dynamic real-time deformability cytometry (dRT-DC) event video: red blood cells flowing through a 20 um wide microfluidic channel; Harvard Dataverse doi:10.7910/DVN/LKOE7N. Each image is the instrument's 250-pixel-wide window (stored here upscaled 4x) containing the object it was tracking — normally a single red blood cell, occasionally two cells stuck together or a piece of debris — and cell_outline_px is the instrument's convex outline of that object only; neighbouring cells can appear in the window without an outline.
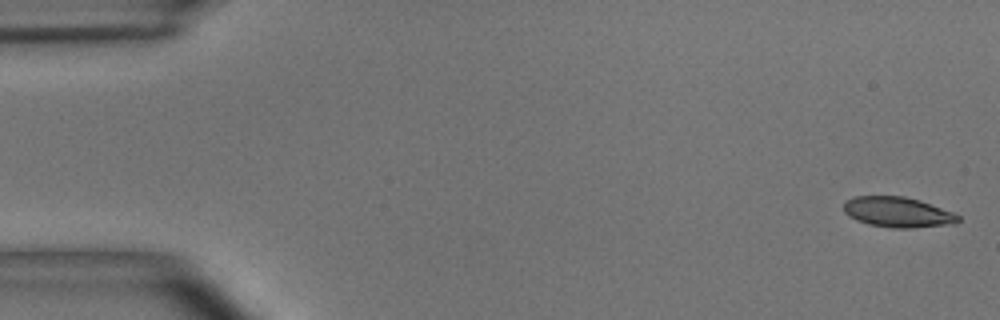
{"species": "common noctule bat (a hibernating species)", "species_latin": "Nyctalus noctula", "temperature_condition": "room temperature", "stored_images_in_passage": 5, "camera_frame_rate_fps": 3000, "um_per_image_px": 0.085, "animal": {"sex": "male", "body_mass_g": 15.6}, "frame": {"image": 1, "passage_image": 1, "time_ms": 0.0, "image_size_px": [1000, 320], "cell_outline_px": [[960, 220], [956, 224], [912, 228], [892, 228], [868, 224], [856, 220], [848, 216], [844, 212], [844, 200], [852, 196], [904, 196], [920, 200], [952, 212], [960, 216]], "centroid_in_image_um": [76.29, 18.03], "position_along_channel_um": 8.7, "area_um2": 20.46}}
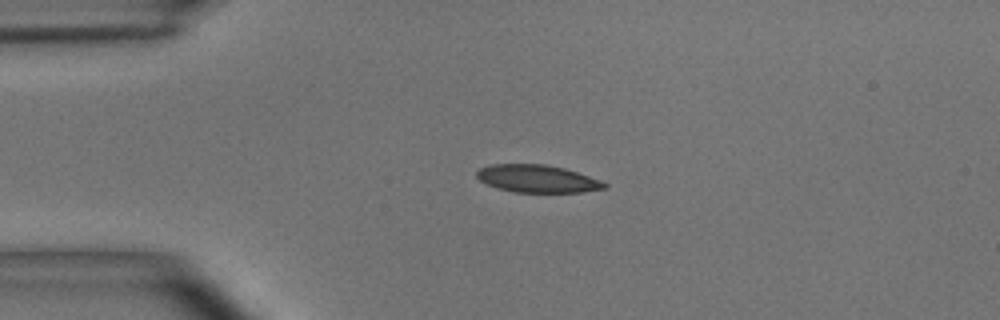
{"frame": {"image": 2, "passage_image": 4, "time_ms": 1.0, "image_size_px": [1000, 320], "cell_outline_px": [[608, 188], [580, 192], [516, 192], [500, 188], [488, 184], [480, 180], [476, 176], [476, 172], [480, 168], [492, 164], [548, 164], [564, 168], [600, 180], [608, 184]], "centroid_in_image_um": [45.69, 15.18], "position_along_channel_um": 39.3, "area_um2": 20.35}}